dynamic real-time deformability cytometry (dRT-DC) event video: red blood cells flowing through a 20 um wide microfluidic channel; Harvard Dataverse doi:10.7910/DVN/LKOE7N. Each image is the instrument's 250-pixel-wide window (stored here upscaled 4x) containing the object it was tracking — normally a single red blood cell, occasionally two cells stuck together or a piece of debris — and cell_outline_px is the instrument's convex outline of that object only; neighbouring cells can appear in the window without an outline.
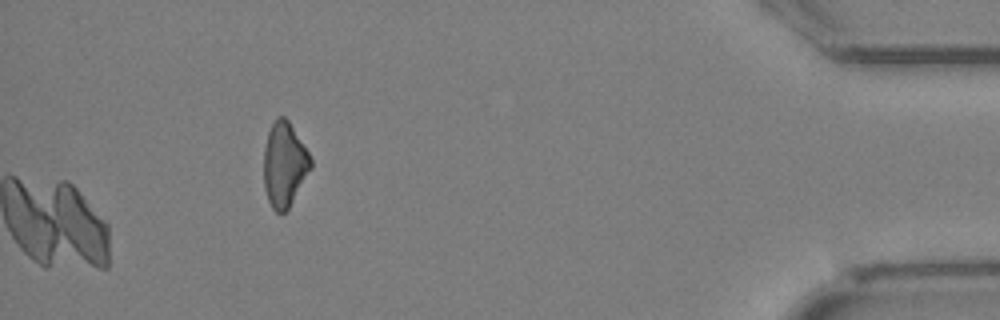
{"species": "Egyptian fruit bat (a non-hibernating species)", "species_latin": "Rousettus aegyptiacus", "temperature_condition": "cold", "stored_images_in_passage": 32, "camera_frame_rate_fps": 3000, "um_per_image_px": 0.085, "animal": {"sex": "female"}, "frame": {"image": 1, "passage_image": 32, "time_ms": 10.333, "image_size_px": [1000, 320], "cell_outline_px": [[312, 168], [288, 208], [284, 212], [276, 212], [272, 208], [268, 200], [264, 188], [264, 148], [268, 132], [276, 116], [284, 116], [288, 120], [308, 152], [312, 160]], "centroid_in_image_um": [24.16, 13.97], "position_along_channel_um": 411.0, "area_um2": 23.0}}